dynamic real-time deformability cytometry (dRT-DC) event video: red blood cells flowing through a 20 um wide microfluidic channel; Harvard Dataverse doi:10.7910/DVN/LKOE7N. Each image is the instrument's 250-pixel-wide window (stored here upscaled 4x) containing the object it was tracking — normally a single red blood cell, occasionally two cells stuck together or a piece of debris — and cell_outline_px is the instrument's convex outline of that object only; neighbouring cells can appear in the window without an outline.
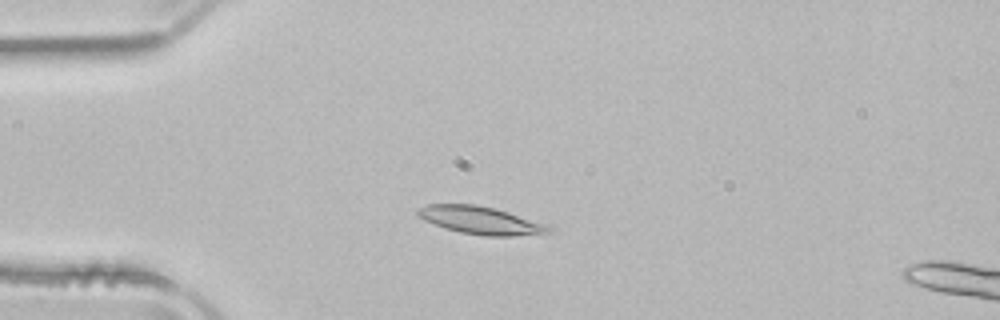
{"species": "common noctule bat (a hibernating species)", "species_latin": "Nyctalus noctula", "temperature_condition": "room temperature", "stored_images_in_passage": 40, "camera_frame_rate_fps": 3000, "um_per_image_px": 0.085, "animal": {"sex": "male", "body_mass_g": 21.5, "forearm_length_mm": 52.0}, "frame": {"image": 1, "passage_image": 1, "time_ms": 0.0, "image_size_px": [1000, 320], "cell_outline_px": [[552, 232], [516, 236], [484, 236], [460, 232], [444, 228], [424, 220], [416, 216], [416, 208], [428, 204], [476, 204], [508, 212], [552, 228]], "centroid_in_image_um": [40.74, 18.73], "position_along_channel_um": 44.3, "area_um2": 20.92}}
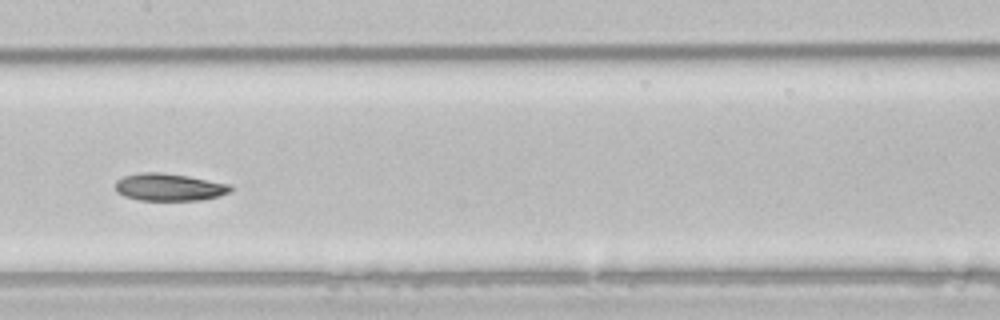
{"frame": {"image": 2, "passage_image": 14, "time_ms": 4.333, "image_size_px": [1000, 320], "cell_outline_px": [[232, 192], [220, 196], [200, 200], [136, 200], [124, 196], [116, 192], [116, 180], [124, 176], [140, 172], [160, 172], [188, 176], [232, 184]], "centroid_in_image_um": [14.4, 15.91], "position_along_channel_um": 193.0, "area_um2": 18.61}}
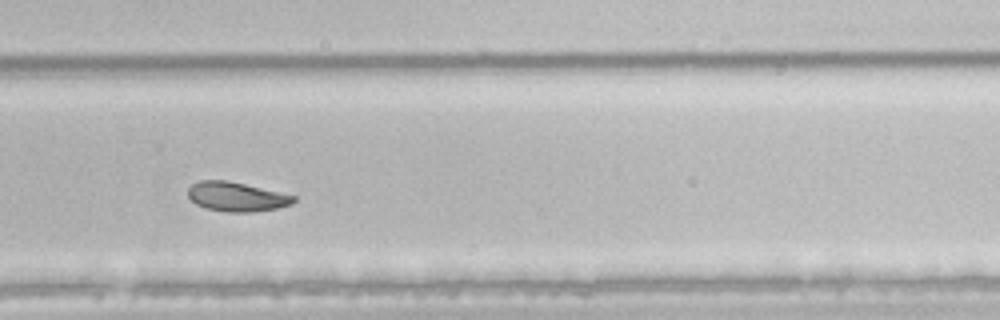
{"frame": {"image": 3, "passage_image": 23, "time_ms": 7.333, "image_size_px": [1000, 320], "cell_outline_px": [[296, 200], [292, 204], [276, 208], [252, 212], [224, 212], [208, 208], [196, 204], [188, 196], [188, 188], [192, 184], [200, 180], [224, 180], [244, 184], [296, 196]], "centroid_in_image_um": [20.09, 16.72], "position_along_channel_um": 309.7, "area_um2": 17.86}, "authors_computed_cell_mechanics": {"area_um2": 19.0162, "velocity_mm_per_s": 3.9119, "shape_relaxation_time_tau1_ms": 5.1793, "shape_relaxation_time_tau2_ms": 4.3155, "deformation_change_tau1": 0.1387, "deformation_change_tau2": 0.0843}}